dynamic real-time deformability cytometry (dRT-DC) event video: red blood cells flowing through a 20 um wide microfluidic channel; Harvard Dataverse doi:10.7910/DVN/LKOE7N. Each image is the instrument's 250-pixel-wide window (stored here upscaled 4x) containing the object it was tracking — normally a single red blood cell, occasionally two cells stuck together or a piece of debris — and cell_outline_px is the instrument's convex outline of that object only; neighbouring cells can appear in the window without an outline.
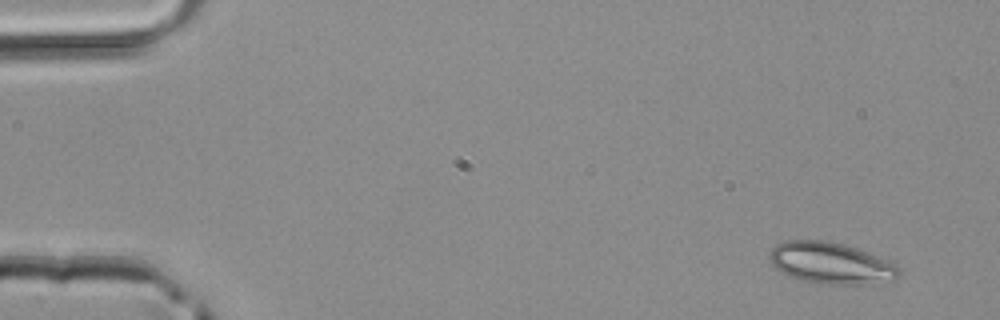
{"species": "common noctule bat (a hibernating species)", "species_latin": "Nyctalus noctula", "temperature_condition": "room temperature", "stored_images_in_passage": 5, "camera_frame_rate_fps": 3000, "um_per_image_px": 0.085, "animal": {"sex": "male", "body_mass_g": 20.4}, "frame": {"image": 1, "passage_image": 1, "time_ms": 0.0, "image_size_px": [1000, 320], "cell_outline_px": [[900, 276], [896, 280], [860, 284], [828, 284], [804, 280], [788, 276], [780, 272], [768, 260], [768, 252], [776, 244], [784, 240], [828, 240], [844, 244], [856, 248], [888, 260], [896, 264], [900, 268]], "centroid_in_image_um": [70.61, 22.35], "position_along_channel_um": 14.4, "area_um2": 31.5}}
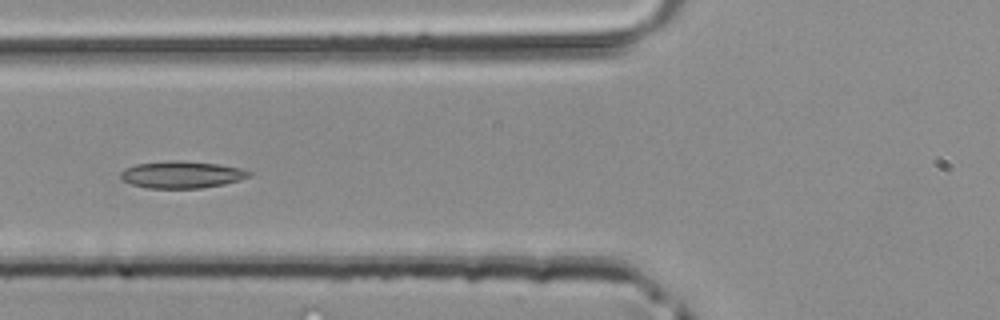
{"frame": {"image": 2, "passage_image": 5, "time_ms": 1.333, "image_size_px": [1000, 320], "cell_outline_px": [[252, 176], [240, 180], [224, 184], [200, 188], [148, 188], [132, 184], [120, 180], [120, 172], [124, 168], [136, 164], [172, 160], [180, 160], [216, 164], [240, 168], [252, 172]], "centroid_in_image_um": [15.43, 14.84], "position_along_channel_um": 110.4, "area_um2": 20.29}}